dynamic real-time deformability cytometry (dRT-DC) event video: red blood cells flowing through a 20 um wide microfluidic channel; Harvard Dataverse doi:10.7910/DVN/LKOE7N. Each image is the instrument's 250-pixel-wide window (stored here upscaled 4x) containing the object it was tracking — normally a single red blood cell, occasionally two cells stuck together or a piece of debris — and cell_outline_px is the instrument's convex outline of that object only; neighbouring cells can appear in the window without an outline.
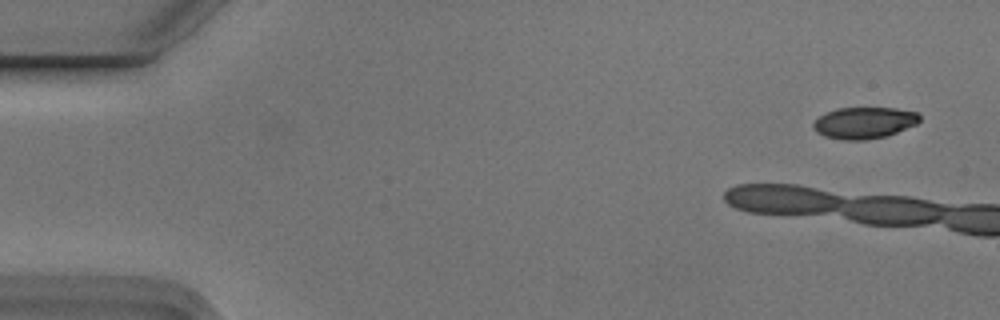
{"species": "Egyptian fruit bat (a non-hibernating species)", "species_latin": "Rousettus aegyptiacus", "temperature_condition": "cold", "stored_images_in_passage": 6, "camera_frame_rate_fps": 3000, "um_per_image_px": 0.085, "animal": {"sex": "male"}, "frame": {"image": 1, "passage_image": 1, "time_ms": 0.0, "image_size_px": [1000, 320], "cell_outline_px": [[920, 120], [916, 124], [896, 132], [884, 136], [864, 140], [844, 140], [824, 136], [816, 132], [812, 128], [812, 124], [820, 116], [836, 108], [896, 108], [916, 112], [920, 116]], "centroid_in_image_um": [73.43, 10.43], "position_along_channel_um": 11.6, "area_um2": 19.36}}